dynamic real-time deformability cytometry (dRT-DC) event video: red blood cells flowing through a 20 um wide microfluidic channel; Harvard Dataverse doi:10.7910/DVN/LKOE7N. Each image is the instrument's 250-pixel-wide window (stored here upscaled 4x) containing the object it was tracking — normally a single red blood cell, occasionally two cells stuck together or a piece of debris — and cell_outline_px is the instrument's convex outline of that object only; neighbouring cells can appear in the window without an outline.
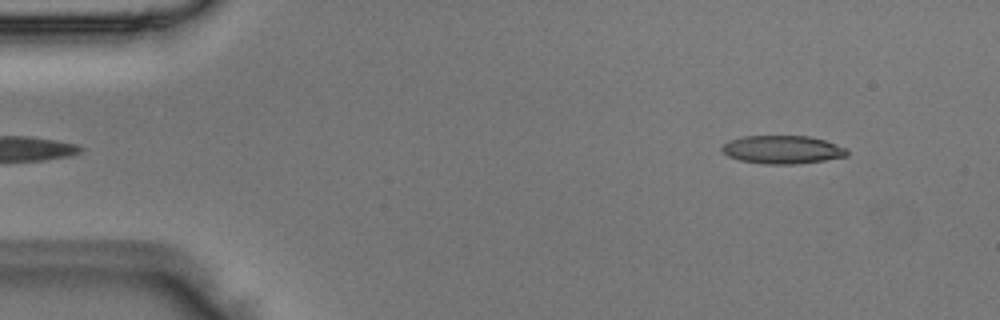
{"species": "Egyptian fruit bat (a non-hibernating species)", "species_latin": "Rousettus aegyptiacus", "temperature_condition": "room temperature", "stored_images_in_passage": 3, "camera_frame_rate_fps": 3000, "um_per_image_px": 0.085, "animal": {"sex": "male"}, "frame": {"image": 1, "passage_image": 3, "time_ms": 0.667, "image_size_px": [1000, 320], "cell_outline_px": [[848, 156], [824, 160], [796, 164], [764, 164], [740, 160], [728, 156], [720, 152], [720, 148], [728, 140], [744, 136], [808, 136], [824, 140], [848, 148]], "centroid_in_image_um": [66.49, 12.72], "position_along_channel_um": 18.5, "area_um2": 20.69}}